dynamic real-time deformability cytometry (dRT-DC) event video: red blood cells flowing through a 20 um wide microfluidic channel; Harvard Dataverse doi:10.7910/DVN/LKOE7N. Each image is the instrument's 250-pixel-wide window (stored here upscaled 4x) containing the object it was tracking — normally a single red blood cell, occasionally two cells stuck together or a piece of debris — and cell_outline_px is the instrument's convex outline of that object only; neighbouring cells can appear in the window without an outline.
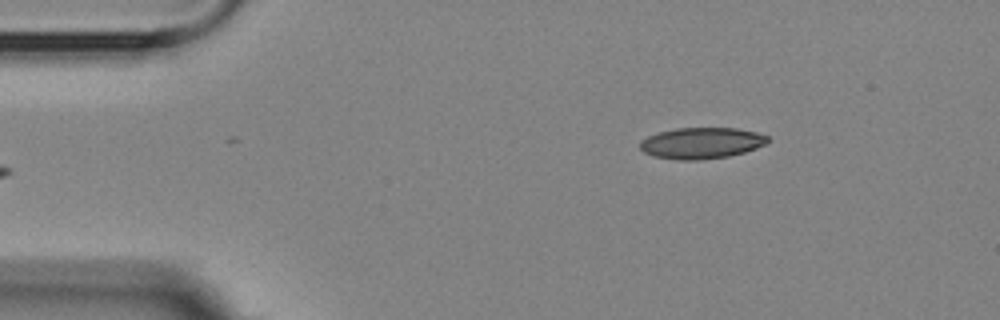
{"species": "Egyptian fruit bat (a non-hibernating species)", "species_latin": "Rousettus aegyptiacus", "temperature_condition": "room temperature", "stored_images_in_passage": 4, "camera_frame_rate_fps": 3000, "um_per_image_px": 0.085, "animal": {"sex": "female"}, "frame": {"image": 1, "passage_image": 4, "time_ms": 4.333, "image_size_px": [1000, 320], "cell_outline_px": [[768, 144], [744, 152], [728, 156], [696, 160], [680, 160], [652, 156], [644, 152], [640, 148], [640, 140], [648, 136], [660, 132], [676, 128], [736, 128], [756, 132], [768, 136]], "centroid_in_image_um": [59.62, 12.16], "position_along_channel_um": 25.4, "area_um2": 23.18}}